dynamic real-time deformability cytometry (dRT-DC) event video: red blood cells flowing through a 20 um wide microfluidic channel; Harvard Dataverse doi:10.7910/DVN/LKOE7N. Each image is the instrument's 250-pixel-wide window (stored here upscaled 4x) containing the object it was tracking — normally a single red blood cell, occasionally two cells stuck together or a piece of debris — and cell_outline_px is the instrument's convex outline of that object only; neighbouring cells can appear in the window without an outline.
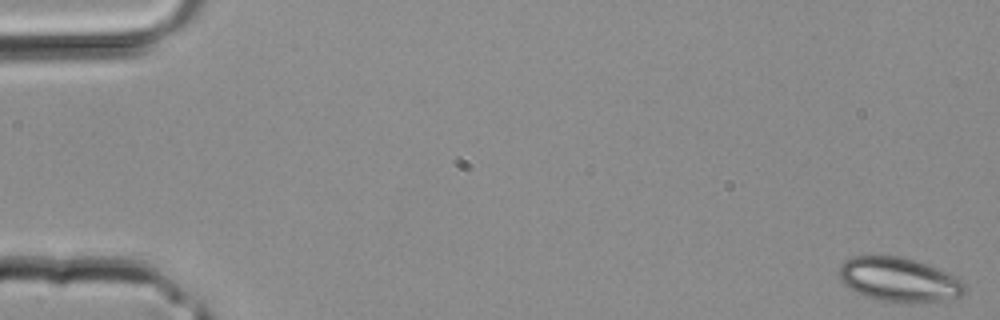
{"species": "common noctule bat (a hibernating species)", "species_latin": "Nyctalus noctula", "temperature_condition": "room temperature", "stored_images_in_passage": 4, "camera_frame_rate_fps": 3000, "um_per_image_px": 0.085, "animal": {"sex": "male", "body_mass_g": 20.4}, "frame": {"image": 1, "passage_image": 1, "time_ms": 0.0, "image_size_px": [1000, 320], "cell_outline_px": [[968, 288], [960, 296], [928, 304], [912, 304], [880, 300], [856, 292], [848, 288], [840, 280], [840, 264], [844, 260], [852, 256], [900, 256], [936, 268], [956, 276]], "centroid_in_image_um": [76.43, 23.8], "position_along_channel_um": 8.6, "area_um2": 32.54}}